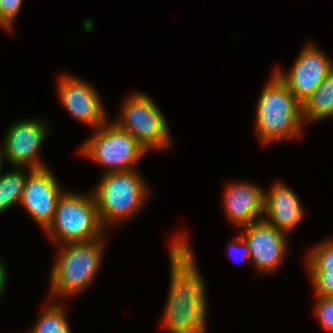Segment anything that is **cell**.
I'll use <instances>...</instances> for the list:
<instances>
[{
	"label": "cell",
	"instance_id": "obj_20",
	"mask_svg": "<svg viewBox=\"0 0 333 333\" xmlns=\"http://www.w3.org/2000/svg\"><path fill=\"white\" fill-rule=\"evenodd\" d=\"M314 314L325 331L333 333V297L315 296Z\"/></svg>",
	"mask_w": 333,
	"mask_h": 333
},
{
	"label": "cell",
	"instance_id": "obj_1",
	"mask_svg": "<svg viewBox=\"0 0 333 333\" xmlns=\"http://www.w3.org/2000/svg\"><path fill=\"white\" fill-rule=\"evenodd\" d=\"M186 235L173 238L169 249L170 288L162 324L170 333H205L207 293Z\"/></svg>",
	"mask_w": 333,
	"mask_h": 333
},
{
	"label": "cell",
	"instance_id": "obj_10",
	"mask_svg": "<svg viewBox=\"0 0 333 333\" xmlns=\"http://www.w3.org/2000/svg\"><path fill=\"white\" fill-rule=\"evenodd\" d=\"M241 236L249 246L250 260L258 272L276 271L289 252L287 233L267 223L264 219L243 226Z\"/></svg>",
	"mask_w": 333,
	"mask_h": 333
},
{
	"label": "cell",
	"instance_id": "obj_12",
	"mask_svg": "<svg viewBox=\"0 0 333 333\" xmlns=\"http://www.w3.org/2000/svg\"><path fill=\"white\" fill-rule=\"evenodd\" d=\"M60 102L77 121L94 129L108 121L98 91L88 82L62 74L57 83Z\"/></svg>",
	"mask_w": 333,
	"mask_h": 333
},
{
	"label": "cell",
	"instance_id": "obj_15",
	"mask_svg": "<svg viewBox=\"0 0 333 333\" xmlns=\"http://www.w3.org/2000/svg\"><path fill=\"white\" fill-rule=\"evenodd\" d=\"M330 116H333V70L302 103V119L305 123L318 122Z\"/></svg>",
	"mask_w": 333,
	"mask_h": 333
},
{
	"label": "cell",
	"instance_id": "obj_3",
	"mask_svg": "<svg viewBox=\"0 0 333 333\" xmlns=\"http://www.w3.org/2000/svg\"><path fill=\"white\" fill-rule=\"evenodd\" d=\"M104 237L89 242L67 243L58 246V253L50 271V296H76L93 282L104 254Z\"/></svg>",
	"mask_w": 333,
	"mask_h": 333
},
{
	"label": "cell",
	"instance_id": "obj_21",
	"mask_svg": "<svg viewBox=\"0 0 333 333\" xmlns=\"http://www.w3.org/2000/svg\"><path fill=\"white\" fill-rule=\"evenodd\" d=\"M23 0H0V15L2 28L13 34L14 21L17 18Z\"/></svg>",
	"mask_w": 333,
	"mask_h": 333
},
{
	"label": "cell",
	"instance_id": "obj_16",
	"mask_svg": "<svg viewBox=\"0 0 333 333\" xmlns=\"http://www.w3.org/2000/svg\"><path fill=\"white\" fill-rule=\"evenodd\" d=\"M31 170V168L27 170L25 167H15L14 170L0 175V213L14 204H20L26 177Z\"/></svg>",
	"mask_w": 333,
	"mask_h": 333
},
{
	"label": "cell",
	"instance_id": "obj_14",
	"mask_svg": "<svg viewBox=\"0 0 333 333\" xmlns=\"http://www.w3.org/2000/svg\"><path fill=\"white\" fill-rule=\"evenodd\" d=\"M224 211L238 226H246L263 219L264 190L249 182L228 184L224 192Z\"/></svg>",
	"mask_w": 333,
	"mask_h": 333
},
{
	"label": "cell",
	"instance_id": "obj_18",
	"mask_svg": "<svg viewBox=\"0 0 333 333\" xmlns=\"http://www.w3.org/2000/svg\"><path fill=\"white\" fill-rule=\"evenodd\" d=\"M306 259L307 270H333V240L313 246Z\"/></svg>",
	"mask_w": 333,
	"mask_h": 333
},
{
	"label": "cell",
	"instance_id": "obj_25",
	"mask_svg": "<svg viewBox=\"0 0 333 333\" xmlns=\"http://www.w3.org/2000/svg\"><path fill=\"white\" fill-rule=\"evenodd\" d=\"M0 28H2V18H1V15H0Z\"/></svg>",
	"mask_w": 333,
	"mask_h": 333
},
{
	"label": "cell",
	"instance_id": "obj_19",
	"mask_svg": "<svg viewBox=\"0 0 333 333\" xmlns=\"http://www.w3.org/2000/svg\"><path fill=\"white\" fill-rule=\"evenodd\" d=\"M315 296L333 297V270H307Z\"/></svg>",
	"mask_w": 333,
	"mask_h": 333
},
{
	"label": "cell",
	"instance_id": "obj_5",
	"mask_svg": "<svg viewBox=\"0 0 333 333\" xmlns=\"http://www.w3.org/2000/svg\"><path fill=\"white\" fill-rule=\"evenodd\" d=\"M81 194L64 191L59 197L54 219L44 231L56 246L104 237L107 229L100 221L93 193Z\"/></svg>",
	"mask_w": 333,
	"mask_h": 333
},
{
	"label": "cell",
	"instance_id": "obj_24",
	"mask_svg": "<svg viewBox=\"0 0 333 333\" xmlns=\"http://www.w3.org/2000/svg\"><path fill=\"white\" fill-rule=\"evenodd\" d=\"M4 160H5V156H4V152H3V147H2V145H0V175L2 172V166H3Z\"/></svg>",
	"mask_w": 333,
	"mask_h": 333
},
{
	"label": "cell",
	"instance_id": "obj_8",
	"mask_svg": "<svg viewBox=\"0 0 333 333\" xmlns=\"http://www.w3.org/2000/svg\"><path fill=\"white\" fill-rule=\"evenodd\" d=\"M48 130L49 124L43 119H26L10 125L2 142L5 161L27 169L48 167L38 155Z\"/></svg>",
	"mask_w": 333,
	"mask_h": 333
},
{
	"label": "cell",
	"instance_id": "obj_7",
	"mask_svg": "<svg viewBox=\"0 0 333 333\" xmlns=\"http://www.w3.org/2000/svg\"><path fill=\"white\" fill-rule=\"evenodd\" d=\"M123 104L120 119L114 122L128 131L147 152L171 146L167 120L148 94L135 92Z\"/></svg>",
	"mask_w": 333,
	"mask_h": 333
},
{
	"label": "cell",
	"instance_id": "obj_2",
	"mask_svg": "<svg viewBox=\"0 0 333 333\" xmlns=\"http://www.w3.org/2000/svg\"><path fill=\"white\" fill-rule=\"evenodd\" d=\"M255 131L260 143L293 140L302 134V103L274 72L258 100Z\"/></svg>",
	"mask_w": 333,
	"mask_h": 333
},
{
	"label": "cell",
	"instance_id": "obj_22",
	"mask_svg": "<svg viewBox=\"0 0 333 333\" xmlns=\"http://www.w3.org/2000/svg\"><path fill=\"white\" fill-rule=\"evenodd\" d=\"M229 253L232 257V255L236 256L237 260L241 263H245L250 261V250L248 244L245 242L243 237L237 236L236 238L233 237L232 242L229 244ZM235 253V254H234Z\"/></svg>",
	"mask_w": 333,
	"mask_h": 333
},
{
	"label": "cell",
	"instance_id": "obj_6",
	"mask_svg": "<svg viewBox=\"0 0 333 333\" xmlns=\"http://www.w3.org/2000/svg\"><path fill=\"white\" fill-rule=\"evenodd\" d=\"M95 130L79 149L81 155L103 165L106 169L103 173L137 168L147 151L128 131L109 121Z\"/></svg>",
	"mask_w": 333,
	"mask_h": 333
},
{
	"label": "cell",
	"instance_id": "obj_9",
	"mask_svg": "<svg viewBox=\"0 0 333 333\" xmlns=\"http://www.w3.org/2000/svg\"><path fill=\"white\" fill-rule=\"evenodd\" d=\"M332 70L331 58L317 45L310 43L300 51L288 72L283 73L280 69H276L275 73L303 103Z\"/></svg>",
	"mask_w": 333,
	"mask_h": 333
},
{
	"label": "cell",
	"instance_id": "obj_17",
	"mask_svg": "<svg viewBox=\"0 0 333 333\" xmlns=\"http://www.w3.org/2000/svg\"><path fill=\"white\" fill-rule=\"evenodd\" d=\"M52 301V302H51ZM40 313L31 333H71L66 310L58 301L51 300Z\"/></svg>",
	"mask_w": 333,
	"mask_h": 333
},
{
	"label": "cell",
	"instance_id": "obj_23",
	"mask_svg": "<svg viewBox=\"0 0 333 333\" xmlns=\"http://www.w3.org/2000/svg\"><path fill=\"white\" fill-rule=\"evenodd\" d=\"M4 263L0 259V297L5 292L6 284H7V270L6 266L3 265Z\"/></svg>",
	"mask_w": 333,
	"mask_h": 333
},
{
	"label": "cell",
	"instance_id": "obj_4",
	"mask_svg": "<svg viewBox=\"0 0 333 333\" xmlns=\"http://www.w3.org/2000/svg\"><path fill=\"white\" fill-rule=\"evenodd\" d=\"M99 181L92 193L105 228L136 216L150 196L147 182L136 169L104 173Z\"/></svg>",
	"mask_w": 333,
	"mask_h": 333
},
{
	"label": "cell",
	"instance_id": "obj_13",
	"mask_svg": "<svg viewBox=\"0 0 333 333\" xmlns=\"http://www.w3.org/2000/svg\"><path fill=\"white\" fill-rule=\"evenodd\" d=\"M300 199L287 184L281 182L267 192L264 190L263 219L277 229L288 233L300 224L305 216Z\"/></svg>",
	"mask_w": 333,
	"mask_h": 333
},
{
	"label": "cell",
	"instance_id": "obj_11",
	"mask_svg": "<svg viewBox=\"0 0 333 333\" xmlns=\"http://www.w3.org/2000/svg\"><path fill=\"white\" fill-rule=\"evenodd\" d=\"M63 192L48 167L32 169L26 177L20 204L45 231L54 219L57 202Z\"/></svg>",
	"mask_w": 333,
	"mask_h": 333
}]
</instances>
